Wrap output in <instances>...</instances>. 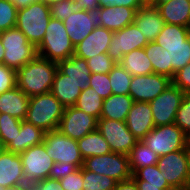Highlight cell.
I'll return each mask as SVG.
<instances>
[{"mask_svg":"<svg viewBox=\"0 0 190 190\" xmlns=\"http://www.w3.org/2000/svg\"><path fill=\"white\" fill-rule=\"evenodd\" d=\"M100 7L90 11L80 10L63 21L67 34L76 47L95 28L101 27Z\"/></svg>","mask_w":190,"mask_h":190,"instance_id":"2e32d148","label":"cell"},{"mask_svg":"<svg viewBox=\"0 0 190 190\" xmlns=\"http://www.w3.org/2000/svg\"><path fill=\"white\" fill-rule=\"evenodd\" d=\"M50 19L49 6L38 0L26 8L18 9L16 28L37 48L44 39Z\"/></svg>","mask_w":190,"mask_h":190,"instance_id":"3957f363","label":"cell"},{"mask_svg":"<svg viewBox=\"0 0 190 190\" xmlns=\"http://www.w3.org/2000/svg\"><path fill=\"white\" fill-rule=\"evenodd\" d=\"M117 181L113 178L96 174L83 168V187L82 190H112Z\"/></svg>","mask_w":190,"mask_h":190,"instance_id":"8d00e7d4","label":"cell"},{"mask_svg":"<svg viewBox=\"0 0 190 190\" xmlns=\"http://www.w3.org/2000/svg\"><path fill=\"white\" fill-rule=\"evenodd\" d=\"M57 69L76 83L83 85V90L88 87L91 73L86 59L72 55L66 60L57 62Z\"/></svg>","mask_w":190,"mask_h":190,"instance_id":"83f0119b","label":"cell"},{"mask_svg":"<svg viewBox=\"0 0 190 190\" xmlns=\"http://www.w3.org/2000/svg\"><path fill=\"white\" fill-rule=\"evenodd\" d=\"M184 96L185 93L182 90L171 84L158 97L149 102L155 127L175 122L177 110Z\"/></svg>","mask_w":190,"mask_h":190,"instance_id":"4fadbf2b","label":"cell"},{"mask_svg":"<svg viewBox=\"0 0 190 190\" xmlns=\"http://www.w3.org/2000/svg\"><path fill=\"white\" fill-rule=\"evenodd\" d=\"M187 149L190 152V133L187 135Z\"/></svg>","mask_w":190,"mask_h":190,"instance_id":"94428289","label":"cell"},{"mask_svg":"<svg viewBox=\"0 0 190 190\" xmlns=\"http://www.w3.org/2000/svg\"><path fill=\"white\" fill-rule=\"evenodd\" d=\"M39 190H63L61 183L59 180L46 178L44 180H40L36 183H33Z\"/></svg>","mask_w":190,"mask_h":190,"instance_id":"681fc988","label":"cell"},{"mask_svg":"<svg viewBox=\"0 0 190 190\" xmlns=\"http://www.w3.org/2000/svg\"><path fill=\"white\" fill-rule=\"evenodd\" d=\"M24 190H39L33 183L24 184Z\"/></svg>","mask_w":190,"mask_h":190,"instance_id":"9f6ffc18","label":"cell"},{"mask_svg":"<svg viewBox=\"0 0 190 190\" xmlns=\"http://www.w3.org/2000/svg\"><path fill=\"white\" fill-rule=\"evenodd\" d=\"M75 53L63 21L51 18L44 39L37 47L38 56L59 62L70 58Z\"/></svg>","mask_w":190,"mask_h":190,"instance_id":"277c9868","label":"cell"},{"mask_svg":"<svg viewBox=\"0 0 190 190\" xmlns=\"http://www.w3.org/2000/svg\"><path fill=\"white\" fill-rule=\"evenodd\" d=\"M133 104L134 100L129 95L112 94L103 99L100 118L125 121Z\"/></svg>","mask_w":190,"mask_h":190,"instance_id":"4316f807","label":"cell"},{"mask_svg":"<svg viewBox=\"0 0 190 190\" xmlns=\"http://www.w3.org/2000/svg\"><path fill=\"white\" fill-rule=\"evenodd\" d=\"M163 176V171L155 164L138 169L132 178L138 190H174Z\"/></svg>","mask_w":190,"mask_h":190,"instance_id":"484cf974","label":"cell"},{"mask_svg":"<svg viewBox=\"0 0 190 190\" xmlns=\"http://www.w3.org/2000/svg\"><path fill=\"white\" fill-rule=\"evenodd\" d=\"M65 107L51 93L35 95L29 99L26 121L44 132L57 130Z\"/></svg>","mask_w":190,"mask_h":190,"instance_id":"7a4b0ae2","label":"cell"},{"mask_svg":"<svg viewBox=\"0 0 190 190\" xmlns=\"http://www.w3.org/2000/svg\"><path fill=\"white\" fill-rule=\"evenodd\" d=\"M83 90V85L76 83L70 77L62 74L58 69L54 76L51 93L67 107H72L76 104L78 96Z\"/></svg>","mask_w":190,"mask_h":190,"instance_id":"cb8c5ba5","label":"cell"},{"mask_svg":"<svg viewBox=\"0 0 190 190\" xmlns=\"http://www.w3.org/2000/svg\"><path fill=\"white\" fill-rule=\"evenodd\" d=\"M169 53V78L190 63V46L165 47Z\"/></svg>","mask_w":190,"mask_h":190,"instance_id":"d590c367","label":"cell"},{"mask_svg":"<svg viewBox=\"0 0 190 190\" xmlns=\"http://www.w3.org/2000/svg\"><path fill=\"white\" fill-rule=\"evenodd\" d=\"M4 55H5V49L3 48L0 38V64H3Z\"/></svg>","mask_w":190,"mask_h":190,"instance_id":"11a10c76","label":"cell"},{"mask_svg":"<svg viewBox=\"0 0 190 190\" xmlns=\"http://www.w3.org/2000/svg\"><path fill=\"white\" fill-rule=\"evenodd\" d=\"M172 81L169 77L151 73L148 75L132 76L129 96L134 102H150L164 92Z\"/></svg>","mask_w":190,"mask_h":190,"instance_id":"9a60e30c","label":"cell"},{"mask_svg":"<svg viewBox=\"0 0 190 190\" xmlns=\"http://www.w3.org/2000/svg\"><path fill=\"white\" fill-rule=\"evenodd\" d=\"M44 134L45 132L41 128L22 120L20 131H17V135L6 146V150L20 154L32 146L42 144Z\"/></svg>","mask_w":190,"mask_h":190,"instance_id":"603a6c76","label":"cell"},{"mask_svg":"<svg viewBox=\"0 0 190 190\" xmlns=\"http://www.w3.org/2000/svg\"><path fill=\"white\" fill-rule=\"evenodd\" d=\"M190 28L181 25L164 24L155 42L165 47L190 46Z\"/></svg>","mask_w":190,"mask_h":190,"instance_id":"f1b7e54d","label":"cell"},{"mask_svg":"<svg viewBox=\"0 0 190 190\" xmlns=\"http://www.w3.org/2000/svg\"><path fill=\"white\" fill-rule=\"evenodd\" d=\"M187 135L175 123L154 127L143 141L153 152L162 156L187 148Z\"/></svg>","mask_w":190,"mask_h":190,"instance_id":"8992f818","label":"cell"},{"mask_svg":"<svg viewBox=\"0 0 190 190\" xmlns=\"http://www.w3.org/2000/svg\"><path fill=\"white\" fill-rule=\"evenodd\" d=\"M112 190H138V186L133 178L117 182Z\"/></svg>","mask_w":190,"mask_h":190,"instance_id":"816d5d0a","label":"cell"},{"mask_svg":"<svg viewBox=\"0 0 190 190\" xmlns=\"http://www.w3.org/2000/svg\"><path fill=\"white\" fill-rule=\"evenodd\" d=\"M112 94L129 95L132 75L120 64H116L108 73Z\"/></svg>","mask_w":190,"mask_h":190,"instance_id":"e575fe53","label":"cell"},{"mask_svg":"<svg viewBox=\"0 0 190 190\" xmlns=\"http://www.w3.org/2000/svg\"><path fill=\"white\" fill-rule=\"evenodd\" d=\"M22 166V160L19 154L5 150L0 155V185L8 187L28 184L25 181Z\"/></svg>","mask_w":190,"mask_h":190,"instance_id":"ffe728a7","label":"cell"},{"mask_svg":"<svg viewBox=\"0 0 190 190\" xmlns=\"http://www.w3.org/2000/svg\"><path fill=\"white\" fill-rule=\"evenodd\" d=\"M17 11L11 0H0V32L16 27Z\"/></svg>","mask_w":190,"mask_h":190,"instance_id":"f35d334b","label":"cell"},{"mask_svg":"<svg viewBox=\"0 0 190 190\" xmlns=\"http://www.w3.org/2000/svg\"><path fill=\"white\" fill-rule=\"evenodd\" d=\"M83 168L96 174L106 175L117 182L132 178L128 155L110 152L84 160Z\"/></svg>","mask_w":190,"mask_h":190,"instance_id":"ba28073f","label":"cell"},{"mask_svg":"<svg viewBox=\"0 0 190 190\" xmlns=\"http://www.w3.org/2000/svg\"><path fill=\"white\" fill-rule=\"evenodd\" d=\"M43 144L54 162H66L75 164L78 168L83 167L84 159L77 140L65 136L58 129L45 132Z\"/></svg>","mask_w":190,"mask_h":190,"instance_id":"9c48e42d","label":"cell"},{"mask_svg":"<svg viewBox=\"0 0 190 190\" xmlns=\"http://www.w3.org/2000/svg\"><path fill=\"white\" fill-rule=\"evenodd\" d=\"M56 71L57 62L37 55L16 71V86L28 97L49 93Z\"/></svg>","mask_w":190,"mask_h":190,"instance_id":"6da1fadb","label":"cell"},{"mask_svg":"<svg viewBox=\"0 0 190 190\" xmlns=\"http://www.w3.org/2000/svg\"><path fill=\"white\" fill-rule=\"evenodd\" d=\"M125 123L132 134L141 140L155 127L149 102H134Z\"/></svg>","mask_w":190,"mask_h":190,"instance_id":"ac0fdd59","label":"cell"},{"mask_svg":"<svg viewBox=\"0 0 190 190\" xmlns=\"http://www.w3.org/2000/svg\"><path fill=\"white\" fill-rule=\"evenodd\" d=\"M144 50L152 64L153 73L169 77V52L155 41L149 42Z\"/></svg>","mask_w":190,"mask_h":190,"instance_id":"d6a6232c","label":"cell"},{"mask_svg":"<svg viewBox=\"0 0 190 190\" xmlns=\"http://www.w3.org/2000/svg\"><path fill=\"white\" fill-rule=\"evenodd\" d=\"M171 81L185 94H190V63L177 71Z\"/></svg>","mask_w":190,"mask_h":190,"instance_id":"f6af8a7d","label":"cell"},{"mask_svg":"<svg viewBox=\"0 0 190 190\" xmlns=\"http://www.w3.org/2000/svg\"><path fill=\"white\" fill-rule=\"evenodd\" d=\"M22 160V170L25 181L36 183L49 177L54 160L47 154L45 145L32 146L19 154Z\"/></svg>","mask_w":190,"mask_h":190,"instance_id":"8fae6325","label":"cell"},{"mask_svg":"<svg viewBox=\"0 0 190 190\" xmlns=\"http://www.w3.org/2000/svg\"><path fill=\"white\" fill-rule=\"evenodd\" d=\"M139 8L123 6L100 7L101 27L111 31H118L134 23L135 15Z\"/></svg>","mask_w":190,"mask_h":190,"instance_id":"44dd1931","label":"cell"},{"mask_svg":"<svg viewBox=\"0 0 190 190\" xmlns=\"http://www.w3.org/2000/svg\"><path fill=\"white\" fill-rule=\"evenodd\" d=\"M88 86L95 90L103 99L112 95V88L108 74H91Z\"/></svg>","mask_w":190,"mask_h":190,"instance_id":"7bdbcfd3","label":"cell"},{"mask_svg":"<svg viewBox=\"0 0 190 190\" xmlns=\"http://www.w3.org/2000/svg\"><path fill=\"white\" fill-rule=\"evenodd\" d=\"M43 2H45L48 6H50L51 4H55L57 2H61L63 0H42Z\"/></svg>","mask_w":190,"mask_h":190,"instance_id":"680465c9","label":"cell"},{"mask_svg":"<svg viewBox=\"0 0 190 190\" xmlns=\"http://www.w3.org/2000/svg\"><path fill=\"white\" fill-rule=\"evenodd\" d=\"M123 6L128 8H140L145 5L142 0H99V7Z\"/></svg>","mask_w":190,"mask_h":190,"instance_id":"c3c4849f","label":"cell"},{"mask_svg":"<svg viewBox=\"0 0 190 190\" xmlns=\"http://www.w3.org/2000/svg\"><path fill=\"white\" fill-rule=\"evenodd\" d=\"M6 150L3 141L0 139V155Z\"/></svg>","mask_w":190,"mask_h":190,"instance_id":"91938a15","label":"cell"},{"mask_svg":"<svg viewBox=\"0 0 190 190\" xmlns=\"http://www.w3.org/2000/svg\"><path fill=\"white\" fill-rule=\"evenodd\" d=\"M16 71L0 64V95L16 86Z\"/></svg>","mask_w":190,"mask_h":190,"instance_id":"ee69618b","label":"cell"},{"mask_svg":"<svg viewBox=\"0 0 190 190\" xmlns=\"http://www.w3.org/2000/svg\"><path fill=\"white\" fill-rule=\"evenodd\" d=\"M157 9L166 24L190 28V0H170Z\"/></svg>","mask_w":190,"mask_h":190,"instance_id":"d4e9b609","label":"cell"},{"mask_svg":"<svg viewBox=\"0 0 190 190\" xmlns=\"http://www.w3.org/2000/svg\"><path fill=\"white\" fill-rule=\"evenodd\" d=\"M144 4H151L154 0H142Z\"/></svg>","mask_w":190,"mask_h":190,"instance_id":"6125c7cd","label":"cell"},{"mask_svg":"<svg viewBox=\"0 0 190 190\" xmlns=\"http://www.w3.org/2000/svg\"><path fill=\"white\" fill-rule=\"evenodd\" d=\"M29 99L17 86L4 91L0 95V113L9 114L19 120H25L29 107Z\"/></svg>","mask_w":190,"mask_h":190,"instance_id":"7402d4cb","label":"cell"},{"mask_svg":"<svg viewBox=\"0 0 190 190\" xmlns=\"http://www.w3.org/2000/svg\"><path fill=\"white\" fill-rule=\"evenodd\" d=\"M4 190H24V184L8 186Z\"/></svg>","mask_w":190,"mask_h":190,"instance_id":"db71d44e","label":"cell"},{"mask_svg":"<svg viewBox=\"0 0 190 190\" xmlns=\"http://www.w3.org/2000/svg\"><path fill=\"white\" fill-rule=\"evenodd\" d=\"M98 119L77 109L75 106L64 109L58 130L65 136L79 140L88 133L97 130Z\"/></svg>","mask_w":190,"mask_h":190,"instance_id":"5bb4252c","label":"cell"},{"mask_svg":"<svg viewBox=\"0 0 190 190\" xmlns=\"http://www.w3.org/2000/svg\"><path fill=\"white\" fill-rule=\"evenodd\" d=\"M78 169L79 168L75 164L55 162L50 170L49 178L60 180Z\"/></svg>","mask_w":190,"mask_h":190,"instance_id":"7dc6e473","label":"cell"},{"mask_svg":"<svg viewBox=\"0 0 190 190\" xmlns=\"http://www.w3.org/2000/svg\"><path fill=\"white\" fill-rule=\"evenodd\" d=\"M77 143L84 160L88 157L105 155L112 152L108 142L98 130L88 133L77 140Z\"/></svg>","mask_w":190,"mask_h":190,"instance_id":"f546056e","label":"cell"},{"mask_svg":"<svg viewBox=\"0 0 190 190\" xmlns=\"http://www.w3.org/2000/svg\"><path fill=\"white\" fill-rule=\"evenodd\" d=\"M157 167L174 190L186 188L190 178V152L187 148L159 157Z\"/></svg>","mask_w":190,"mask_h":190,"instance_id":"52a82bcc","label":"cell"},{"mask_svg":"<svg viewBox=\"0 0 190 190\" xmlns=\"http://www.w3.org/2000/svg\"><path fill=\"white\" fill-rule=\"evenodd\" d=\"M170 0H154L150 5L157 7L159 4H164Z\"/></svg>","mask_w":190,"mask_h":190,"instance_id":"6f0895ef","label":"cell"},{"mask_svg":"<svg viewBox=\"0 0 190 190\" xmlns=\"http://www.w3.org/2000/svg\"><path fill=\"white\" fill-rule=\"evenodd\" d=\"M4 189H5V187H3V186L0 185V190H4Z\"/></svg>","mask_w":190,"mask_h":190,"instance_id":"e7e4bbea","label":"cell"},{"mask_svg":"<svg viewBox=\"0 0 190 190\" xmlns=\"http://www.w3.org/2000/svg\"><path fill=\"white\" fill-rule=\"evenodd\" d=\"M188 135L190 133V94H185L177 110L174 122Z\"/></svg>","mask_w":190,"mask_h":190,"instance_id":"b9f144b4","label":"cell"},{"mask_svg":"<svg viewBox=\"0 0 190 190\" xmlns=\"http://www.w3.org/2000/svg\"><path fill=\"white\" fill-rule=\"evenodd\" d=\"M148 43L143 33L132 23L121 30L113 32L107 54L115 64H119L125 54L144 48Z\"/></svg>","mask_w":190,"mask_h":190,"instance_id":"7c38bea8","label":"cell"},{"mask_svg":"<svg viewBox=\"0 0 190 190\" xmlns=\"http://www.w3.org/2000/svg\"><path fill=\"white\" fill-rule=\"evenodd\" d=\"M134 24L143 33L148 42L155 41L165 24L157 7L145 4L135 15Z\"/></svg>","mask_w":190,"mask_h":190,"instance_id":"d6986e66","label":"cell"},{"mask_svg":"<svg viewBox=\"0 0 190 190\" xmlns=\"http://www.w3.org/2000/svg\"><path fill=\"white\" fill-rule=\"evenodd\" d=\"M17 9L26 8L38 0H11Z\"/></svg>","mask_w":190,"mask_h":190,"instance_id":"f5cc1de1","label":"cell"},{"mask_svg":"<svg viewBox=\"0 0 190 190\" xmlns=\"http://www.w3.org/2000/svg\"><path fill=\"white\" fill-rule=\"evenodd\" d=\"M119 64L132 76L153 73L152 64L146 56L144 48L136 49L125 54Z\"/></svg>","mask_w":190,"mask_h":190,"instance_id":"4dcf8cb0","label":"cell"},{"mask_svg":"<svg viewBox=\"0 0 190 190\" xmlns=\"http://www.w3.org/2000/svg\"><path fill=\"white\" fill-rule=\"evenodd\" d=\"M20 128L21 120L9 114L0 113V139L5 147L15 138Z\"/></svg>","mask_w":190,"mask_h":190,"instance_id":"74e56055","label":"cell"},{"mask_svg":"<svg viewBox=\"0 0 190 190\" xmlns=\"http://www.w3.org/2000/svg\"><path fill=\"white\" fill-rule=\"evenodd\" d=\"M97 130L108 142L111 151L115 153L128 155L138 141L125 121L100 118L97 121Z\"/></svg>","mask_w":190,"mask_h":190,"instance_id":"30bf717a","label":"cell"},{"mask_svg":"<svg viewBox=\"0 0 190 190\" xmlns=\"http://www.w3.org/2000/svg\"><path fill=\"white\" fill-rule=\"evenodd\" d=\"M79 10L90 11L99 7V0H73Z\"/></svg>","mask_w":190,"mask_h":190,"instance_id":"f907efd6","label":"cell"},{"mask_svg":"<svg viewBox=\"0 0 190 190\" xmlns=\"http://www.w3.org/2000/svg\"><path fill=\"white\" fill-rule=\"evenodd\" d=\"M113 31L104 27L95 28L75 47V56L89 59L101 53H107L111 44Z\"/></svg>","mask_w":190,"mask_h":190,"instance_id":"e0dca14e","label":"cell"},{"mask_svg":"<svg viewBox=\"0 0 190 190\" xmlns=\"http://www.w3.org/2000/svg\"><path fill=\"white\" fill-rule=\"evenodd\" d=\"M102 104L103 98L100 97L95 90L88 86L82 90L74 106L77 109H80L83 112L100 119Z\"/></svg>","mask_w":190,"mask_h":190,"instance_id":"836d02e7","label":"cell"},{"mask_svg":"<svg viewBox=\"0 0 190 190\" xmlns=\"http://www.w3.org/2000/svg\"><path fill=\"white\" fill-rule=\"evenodd\" d=\"M180 190H190V185H188L186 188L180 189Z\"/></svg>","mask_w":190,"mask_h":190,"instance_id":"be15d7a7","label":"cell"},{"mask_svg":"<svg viewBox=\"0 0 190 190\" xmlns=\"http://www.w3.org/2000/svg\"><path fill=\"white\" fill-rule=\"evenodd\" d=\"M87 63L91 74H108L116 65L107 53H101L89 58Z\"/></svg>","mask_w":190,"mask_h":190,"instance_id":"ab89813d","label":"cell"},{"mask_svg":"<svg viewBox=\"0 0 190 190\" xmlns=\"http://www.w3.org/2000/svg\"><path fill=\"white\" fill-rule=\"evenodd\" d=\"M51 18L66 20L71 14L80 11L73 0H63L49 6Z\"/></svg>","mask_w":190,"mask_h":190,"instance_id":"60d3db41","label":"cell"},{"mask_svg":"<svg viewBox=\"0 0 190 190\" xmlns=\"http://www.w3.org/2000/svg\"><path fill=\"white\" fill-rule=\"evenodd\" d=\"M159 157L143 141L138 140L128 154L132 175L140 168L157 164Z\"/></svg>","mask_w":190,"mask_h":190,"instance_id":"1f68e13d","label":"cell"},{"mask_svg":"<svg viewBox=\"0 0 190 190\" xmlns=\"http://www.w3.org/2000/svg\"><path fill=\"white\" fill-rule=\"evenodd\" d=\"M0 38L5 49L3 64L17 71L37 54V48L16 27L0 32Z\"/></svg>","mask_w":190,"mask_h":190,"instance_id":"5b68a950","label":"cell"},{"mask_svg":"<svg viewBox=\"0 0 190 190\" xmlns=\"http://www.w3.org/2000/svg\"><path fill=\"white\" fill-rule=\"evenodd\" d=\"M63 190H82L83 167L59 180Z\"/></svg>","mask_w":190,"mask_h":190,"instance_id":"bcb514c9","label":"cell"}]
</instances>
